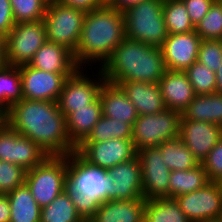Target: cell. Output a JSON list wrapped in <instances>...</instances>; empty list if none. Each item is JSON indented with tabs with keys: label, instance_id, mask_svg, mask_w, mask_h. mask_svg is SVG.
I'll return each instance as SVG.
<instances>
[{
	"label": "cell",
	"instance_id": "6da1fadb",
	"mask_svg": "<svg viewBox=\"0 0 222 222\" xmlns=\"http://www.w3.org/2000/svg\"><path fill=\"white\" fill-rule=\"evenodd\" d=\"M7 124L48 156H66L76 151L69 140L66 117L56 101L22 99L9 109Z\"/></svg>",
	"mask_w": 222,
	"mask_h": 222
},
{
	"label": "cell",
	"instance_id": "7a4b0ae2",
	"mask_svg": "<svg viewBox=\"0 0 222 222\" xmlns=\"http://www.w3.org/2000/svg\"><path fill=\"white\" fill-rule=\"evenodd\" d=\"M126 38L123 12L106 4L86 12L74 59L79 68H101L115 47Z\"/></svg>",
	"mask_w": 222,
	"mask_h": 222
},
{
	"label": "cell",
	"instance_id": "3957f363",
	"mask_svg": "<svg viewBox=\"0 0 222 222\" xmlns=\"http://www.w3.org/2000/svg\"><path fill=\"white\" fill-rule=\"evenodd\" d=\"M106 82H147L158 84L167 71L161 47L125 38L100 68Z\"/></svg>",
	"mask_w": 222,
	"mask_h": 222
},
{
	"label": "cell",
	"instance_id": "277c9868",
	"mask_svg": "<svg viewBox=\"0 0 222 222\" xmlns=\"http://www.w3.org/2000/svg\"><path fill=\"white\" fill-rule=\"evenodd\" d=\"M164 0H142L123 12L126 37L160 47L168 37Z\"/></svg>",
	"mask_w": 222,
	"mask_h": 222
},
{
	"label": "cell",
	"instance_id": "5b68a950",
	"mask_svg": "<svg viewBox=\"0 0 222 222\" xmlns=\"http://www.w3.org/2000/svg\"><path fill=\"white\" fill-rule=\"evenodd\" d=\"M67 168L68 155L47 156L26 172L25 184L41 208L49 205L65 190Z\"/></svg>",
	"mask_w": 222,
	"mask_h": 222
},
{
	"label": "cell",
	"instance_id": "8992f818",
	"mask_svg": "<svg viewBox=\"0 0 222 222\" xmlns=\"http://www.w3.org/2000/svg\"><path fill=\"white\" fill-rule=\"evenodd\" d=\"M86 12L58 2L48 1L43 22L47 41L70 50L73 55L80 40Z\"/></svg>",
	"mask_w": 222,
	"mask_h": 222
},
{
	"label": "cell",
	"instance_id": "52a82bcc",
	"mask_svg": "<svg viewBox=\"0 0 222 222\" xmlns=\"http://www.w3.org/2000/svg\"><path fill=\"white\" fill-rule=\"evenodd\" d=\"M181 113L165 109L160 113L138 115L133 125L132 141L136 151L158 147L179 137Z\"/></svg>",
	"mask_w": 222,
	"mask_h": 222
},
{
	"label": "cell",
	"instance_id": "ba28073f",
	"mask_svg": "<svg viewBox=\"0 0 222 222\" xmlns=\"http://www.w3.org/2000/svg\"><path fill=\"white\" fill-rule=\"evenodd\" d=\"M4 39L6 64H28L47 41L45 24L43 20L17 23Z\"/></svg>",
	"mask_w": 222,
	"mask_h": 222
},
{
	"label": "cell",
	"instance_id": "9c48e42d",
	"mask_svg": "<svg viewBox=\"0 0 222 222\" xmlns=\"http://www.w3.org/2000/svg\"><path fill=\"white\" fill-rule=\"evenodd\" d=\"M88 69L87 67L78 68L64 82L57 103L59 110L65 117L73 112L74 108L86 107L87 104L93 103L99 97L101 86L106 81L104 74L100 68L96 70L98 73L91 72L92 74L87 73ZM90 74L91 76L94 74L92 78L89 76Z\"/></svg>",
	"mask_w": 222,
	"mask_h": 222
},
{
	"label": "cell",
	"instance_id": "30bf717a",
	"mask_svg": "<svg viewBox=\"0 0 222 222\" xmlns=\"http://www.w3.org/2000/svg\"><path fill=\"white\" fill-rule=\"evenodd\" d=\"M93 167L108 170L137 156L132 139H109L103 142H82L75 151Z\"/></svg>",
	"mask_w": 222,
	"mask_h": 222
},
{
	"label": "cell",
	"instance_id": "8fae6325",
	"mask_svg": "<svg viewBox=\"0 0 222 222\" xmlns=\"http://www.w3.org/2000/svg\"><path fill=\"white\" fill-rule=\"evenodd\" d=\"M107 170L89 165L76 152L68 155L67 183L99 205L107 201Z\"/></svg>",
	"mask_w": 222,
	"mask_h": 222
},
{
	"label": "cell",
	"instance_id": "7c38bea8",
	"mask_svg": "<svg viewBox=\"0 0 222 222\" xmlns=\"http://www.w3.org/2000/svg\"><path fill=\"white\" fill-rule=\"evenodd\" d=\"M180 209L191 222L220 218L222 212V187L210 181L203 188L175 198Z\"/></svg>",
	"mask_w": 222,
	"mask_h": 222
},
{
	"label": "cell",
	"instance_id": "4fadbf2b",
	"mask_svg": "<svg viewBox=\"0 0 222 222\" xmlns=\"http://www.w3.org/2000/svg\"><path fill=\"white\" fill-rule=\"evenodd\" d=\"M142 168L143 198L145 200L168 198L170 169L158 147L137 151Z\"/></svg>",
	"mask_w": 222,
	"mask_h": 222
},
{
	"label": "cell",
	"instance_id": "5bb4252c",
	"mask_svg": "<svg viewBox=\"0 0 222 222\" xmlns=\"http://www.w3.org/2000/svg\"><path fill=\"white\" fill-rule=\"evenodd\" d=\"M48 155L31 139L18 134L8 124L0 127V160L30 170Z\"/></svg>",
	"mask_w": 222,
	"mask_h": 222
},
{
	"label": "cell",
	"instance_id": "9a60e30c",
	"mask_svg": "<svg viewBox=\"0 0 222 222\" xmlns=\"http://www.w3.org/2000/svg\"><path fill=\"white\" fill-rule=\"evenodd\" d=\"M107 200L143 198L142 168L138 156L107 170Z\"/></svg>",
	"mask_w": 222,
	"mask_h": 222
},
{
	"label": "cell",
	"instance_id": "2e32d148",
	"mask_svg": "<svg viewBox=\"0 0 222 222\" xmlns=\"http://www.w3.org/2000/svg\"><path fill=\"white\" fill-rule=\"evenodd\" d=\"M20 75L23 99L57 102L65 80L72 74L45 72L24 64Z\"/></svg>",
	"mask_w": 222,
	"mask_h": 222
},
{
	"label": "cell",
	"instance_id": "e0dca14e",
	"mask_svg": "<svg viewBox=\"0 0 222 222\" xmlns=\"http://www.w3.org/2000/svg\"><path fill=\"white\" fill-rule=\"evenodd\" d=\"M179 138L199 163H202L212 148L222 138V126L181 118Z\"/></svg>",
	"mask_w": 222,
	"mask_h": 222
},
{
	"label": "cell",
	"instance_id": "ac0fdd59",
	"mask_svg": "<svg viewBox=\"0 0 222 222\" xmlns=\"http://www.w3.org/2000/svg\"><path fill=\"white\" fill-rule=\"evenodd\" d=\"M200 36L194 31L170 34L160 46L167 70L185 71L197 61Z\"/></svg>",
	"mask_w": 222,
	"mask_h": 222
},
{
	"label": "cell",
	"instance_id": "d6986e66",
	"mask_svg": "<svg viewBox=\"0 0 222 222\" xmlns=\"http://www.w3.org/2000/svg\"><path fill=\"white\" fill-rule=\"evenodd\" d=\"M158 85L166 108L179 113L196 96L185 71L167 70Z\"/></svg>",
	"mask_w": 222,
	"mask_h": 222
},
{
	"label": "cell",
	"instance_id": "ffe728a7",
	"mask_svg": "<svg viewBox=\"0 0 222 222\" xmlns=\"http://www.w3.org/2000/svg\"><path fill=\"white\" fill-rule=\"evenodd\" d=\"M28 65L45 72L59 74H73L79 68L70 50L50 41L42 45Z\"/></svg>",
	"mask_w": 222,
	"mask_h": 222
},
{
	"label": "cell",
	"instance_id": "44dd1931",
	"mask_svg": "<svg viewBox=\"0 0 222 222\" xmlns=\"http://www.w3.org/2000/svg\"><path fill=\"white\" fill-rule=\"evenodd\" d=\"M145 199L102 202L89 222H144Z\"/></svg>",
	"mask_w": 222,
	"mask_h": 222
},
{
	"label": "cell",
	"instance_id": "7402d4cb",
	"mask_svg": "<svg viewBox=\"0 0 222 222\" xmlns=\"http://www.w3.org/2000/svg\"><path fill=\"white\" fill-rule=\"evenodd\" d=\"M138 115L160 113L166 109L159 85L147 82H119Z\"/></svg>",
	"mask_w": 222,
	"mask_h": 222
},
{
	"label": "cell",
	"instance_id": "603a6c76",
	"mask_svg": "<svg viewBox=\"0 0 222 222\" xmlns=\"http://www.w3.org/2000/svg\"><path fill=\"white\" fill-rule=\"evenodd\" d=\"M99 99L103 116L134 125L138 114L120 86L105 81L101 86Z\"/></svg>",
	"mask_w": 222,
	"mask_h": 222
},
{
	"label": "cell",
	"instance_id": "cb8c5ba5",
	"mask_svg": "<svg viewBox=\"0 0 222 222\" xmlns=\"http://www.w3.org/2000/svg\"><path fill=\"white\" fill-rule=\"evenodd\" d=\"M102 115L98 97L86 107L74 108V111L66 117L69 140L76 148L87 138Z\"/></svg>",
	"mask_w": 222,
	"mask_h": 222
},
{
	"label": "cell",
	"instance_id": "d4e9b609",
	"mask_svg": "<svg viewBox=\"0 0 222 222\" xmlns=\"http://www.w3.org/2000/svg\"><path fill=\"white\" fill-rule=\"evenodd\" d=\"M181 118L222 126V94L196 95L181 113Z\"/></svg>",
	"mask_w": 222,
	"mask_h": 222
},
{
	"label": "cell",
	"instance_id": "484cf974",
	"mask_svg": "<svg viewBox=\"0 0 222 222\" xmlns=\"http://www.w3.org/2000/svg\"><path fill=\"white\" fill-rule=\"evenodd\" d=\"M9 200V222H40L41 207L37 204L26 184L5 194Z\"/></svg>",
	"mask_w": 222,
	"mask_h": 222
},
{
	"label": "cell",
	"instance_id": "4316f807",
	"mask_svg": "<svg viewBox=\"0 0 222 222\" xmlns=\"http://www.w3.org/2000/svg\"><path fill=\"white\" fill-rule=\"evenodd\" d=\"M210 181L203 165L200 163L190 170L171 171L169 177L168 198L187 194L203 188Z\"/></svg>",
	"mask_w": 222,
	"mask_h": 222
},
{
	"label": "cell",
	"instance_id": "83f0119b",
	"mask_svg": "<svg viewBox=\"0 0 222 222\" xmlns=\"http://www.w3.org/2000/svg\"><path fill=\"white\" fill-rule=\"evenodd\" d=\"M144 222H191L173 198L146 200Z\"/></svg>",
	"mask_w": 222,
	"mask_h": 222
},
{
	"label": "cell",
	"instance_id": "f1b7e54d",
	"mask_svg": "<svg viewBox=\"0 0 222 222\" xmlns=\"http://www.w3.org/2000/svg\"><path fill=\"white\" fill-rule=\"evenodd\" d=\"M158 148L170 171L190 170L200 164L179 137L163 142Z\"/></svg>",
	"mask_w": 222,
	"mask_h": 222
},
{
	"label": "cell",
	"instance_id": "f546056e",
	"mask_svg": "<svg viewBox=\"0 0 222 222\" xmlns=\"http://www.w3.org/2000/svg\"><path fill=\"white\" fill-rule=\"evenodd\" d=\"M23 99L20 66L0 67V104L7 110Z\"/></svg>",
	"mask_w": 222,
	"mask_h": 222
},
{
	"label": "cell",
	"instance_id": "4dcf8cb0",
	"mask_svg": "<svg viewBox=\"0 0 222 222\" xmlns=\"http://www.w3.org/2000/svg\"><path fill=\"white\" fill-rule=\"evenodd\" d=\"M133 126L119 119L102 117L83 142H103L109 139H132Z\"/></svg>",
	"mask_w": 222,
	"mask_h": 222
},
{
	"label": "cell",
	"instance_id": "1f68e13d",
	"mask_svg": "<svg viewBox=\"0 0 222 222\" xmlns=\"http://www.w3.org/2000/svg\"><path fill=\"white\" fill-rule=\"evenodd\" d=\"M40 222H84L64 190L49 205L41 208Z\"/></svg>",
	"mask_w": 222,
	"mask_h": 222
},
{
	"label": "cell",
	"instance_id": "d6a6232c",
	"mask_svg": "<svg viewBox=\"0 0 222 222\" xmlns=\"http://www.w3.org/2000/svg\"><path fill=\"white\" fill-rule=\"evenodd\" d=\"M163 16L168 35L195 30L182 0H164Z\"/></svg>",
	"mask_w": 222,
	"mask_h": 222
},
{
	"label": "cell",
	"instance_id": "836d02e7",
	"mask_svg": "<svg viewBox=\"0 0 222 222\" xmlns=\"http://www.w3.org/2000/svg\"><path fill=\"white\" fill-rule=\"evenodd\" d=\"M201 40H222V4L215 0L204 18L195 26Z\"/></svg>",
	"mask_w": 222,
	"mask_h": 222
},
{
	"label": "cell",
	"instance_id": "e575fe53",
	"mask_svg": "<svg viewBox=\"0 0 222 222\" xmlns=\"http://www.w3.org/2000/svg\"><path fill=\"white\" fill-rule=\"evenodd\" d=\"M185 72L196 95H209L215 92L216 75L208 66L196 61Z\"/></svg>",
	"mask_w": 222,
	"mask_h": 222
},
{
	"label": "cell",
	"instance_id": "d590c367",
	"mask_svg": "<svg viewBox=\"0 0 222 222\" xmlns=\"http://www.w3.org/2000/svg\"><path fill=\"white\" fill-rule=\"evenodd\" d=\"M15 23L43 20L48 0H10Z\"/></svg>",
	"mask_w": 222,
	"mask_h": 222
},
{
	"label": "cell",
	"instance_id": "8d00e7d4",
	"mask_svg": "<svg viewBox=\"0 0 222 222\" xmlns=\"http://www.w3.org/2000/svg\"><path fill=\"white\" fill-rule=\"evenodd\" d=\"M26 172L23 167L0 160V195H5L25 184Z\"/></svg>",
	"mask_w": 222,
	"mask_h": 222
},
{
	"label": "cell",
	"instance_id": "74e56055",
	"mask_svg": "<svg viewBox=\"0 0 222 222\" xmlns=\"http://www.w3.org/2000/svg\"><path fill=\"white\" fill-rule=\"evenodd\" d=\"M197 61L216 72L222 63V40H202Z\"/></svg>",
	"mask_w": 222,
	"mask_h": 222
},
{
	"label": "cell",
	"instance_id": "f35d334b",
	"mask_svg": "<svg viewBox=\"0 0 222 222\" xmlns=\"http://www.w3.org/2000/svg\"><path fill=\"white\" fill-rule=\"evenodd\" d=\"M65 191L76 207V211L84 221H89L98 210L99 204L83 192L72 188L67 182Z\"/></svg>",
	"mask_w": 222,
	"mask_h": 222
},
{
	"label": "cell",
	"instance_id": "ab89813d",
	"mask_svg": "<svg viewBox=\"0 0 222 222\" xmlns=\"http://www.w3.org/2000/svg\"><path fill=\"white\" fill-rule=\"evenodd\" d=\"M201 164L206 171L209 181L219 182L222 180V138Z\"/></svg>",
	"mask_w": 222,
	"mask_h": 222
},
{
	"label": "cell",
	"instance_id": "60d3db41",
	"mask_svg": "<svg viewBox=\"0 0 222 222\" xmlns=\"http://www.w3.org/2000/svg\"><path fill=\"white\" fill-rule=\"evenodd\" d=\"M194 27L204 18L215 0H182Z\"/></svg>",
	"mask_w": 222,
	"mask_h": 222
},
{
	"label": "cell",
	"instance_id": "b9f144b4",
	"mask_svg": "<svg viewBox=\"0 0 222 222\" xmlns=\"http://www.w3.org/2000/svg\"><path fill=\"white\" fill-rule=\"evenodd\" d=\"M15 24L10 0H0V36L5 38Z\"/></svg>",
	"mask_w": 222,
	"mask_h": 222
},
{
	"label": "cell",
	"instance_id": "7bdbcfd3",
	"mask_svg": "<svg viewBox=\"0 0 222 222\" xmlns=\"http://www.w3.org/2000/svg\"><path fill=\"white\" fill-rule=\"evenodd\" d=\"M55 1L72 8L83 10L85 12H90L92 10L99 9L105 5L102 0H55Z\"/></svg>",
	"mask_w": 222,
	"mask_h": 222
},
{
	"label": "cell",
	"instance_id": "ee69618b",
	"mask_svg": "<svg viewBox=\"0 0 222 222\" xmlns=\"http://www.w3.org/2000/svg\"><path fill=\"white\" fill-rule=\"evenodd\" d=\"M141 1L142 0H110L106 5L118 11L124 12L126 9Z\"/></svg>",
	"mask_w": 222,
	"mask_h": 222
},
{
	"label": "cell",
	"instance_id": "f6af8a7d",
	"mask_svg": "<svg viewBox=\"0 0 222 222\" xmlns=\"http://www.w3.org/2000/svg\"><path fill=\"white\" fill-rule=\"evenodd\" d=\"M11 216L9 200L5 195H0V222H9Z\"/></svg>",
	"mask_w": 222,
	"mask_h": 222
},
{
	"label": "cell",
	"instance_id": "bcb514c9",
	"mask_svg": "<svg viewBox=\"0 0 222 222\" xmlns=\"http://www.w3.org/2000/svg\"><path fill=\"white\" fill-rule=\"evenodd\" d=\"M216 75V87L215 92L222 94V63L218 70L215 72Z\"/></svg>",
	"mask_w": 222,
	"mask_h": 222
},
{
	"label": "cell",
	"instance_id": "7dc6e473",
	"mask_svg": "<svg viewBox=\"0 0 222 222\" xmlns=\"http://www.w3.org/2000/svg\"><path fill=\"white\" fill-rule=\"evenodd\" d=\"M6 64L5 58V39L0 36V67H3Z\"/></svg>",
	"mask_w": 222,
	"mask_h": 222
},
{
	"label": "cell",
	"instance_id": "c3c4849f",
	"mask_svg": "<svg viewBox=\"0 0 222 222\" xmlns=\"http://www.w3.org/2000/svg\"><path fill=\"white\" fill-rule=\"evenodd\" d=\"M8 123V111L0 104V127Z\"/></svg>",
	"mask_w": 222,
	"mask_h": 222
},
{
	"label": "cell",
	"instance_id": "681fc988",
	"mask_svg": "<svg viewBox=\"0 0 222 222\" xmlns=\"http://www.w3.org/2000/svg\"><path fill=\"white\" fill-rule=\"evenodd\" d=\"M202 222H222V220L220 218H218V219H211V220H206V221H202Z\"/></svg>",
	"mask_w": 222,
	"mask_h": 222
},
{
	"label": "cell",
	"instance_id": "f907efd6",
	"mask_svg": "<svg viewBox=\"0 0 222 222\" xmlns=\"http://www.w3.org/2000/svg\"><path fill=\"white\" fill-rule=\"evenodd\" d=\"M104 4H107L110 0H102Z\"/></svg>",
	"mask_w": 222,
	"mask_h": 222
}]
</instances>
